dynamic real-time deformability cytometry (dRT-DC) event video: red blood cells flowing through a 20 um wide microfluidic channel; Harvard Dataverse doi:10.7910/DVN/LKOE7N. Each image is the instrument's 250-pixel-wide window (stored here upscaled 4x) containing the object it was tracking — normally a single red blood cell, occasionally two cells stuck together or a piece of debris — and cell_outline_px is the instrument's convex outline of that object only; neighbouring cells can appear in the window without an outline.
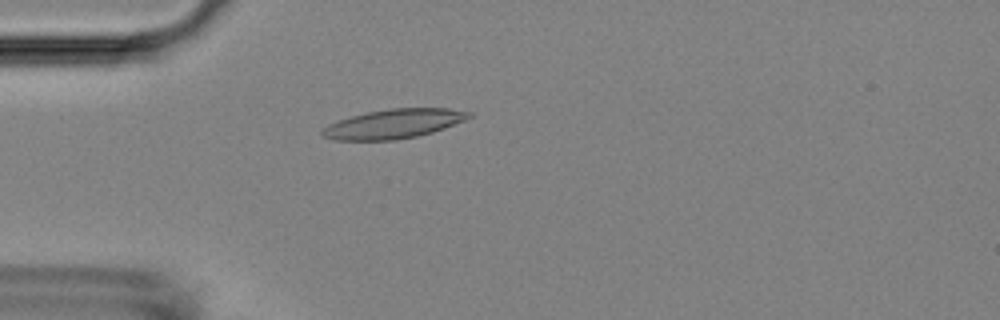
{"species": "Egyptian fruit bat (a non-hibernating species)", "species_latin": "Rousettus aegyptiacus", "temperature_condition": "room temperature", "stored_images_in_passage": 54, "camera_frame_rate_fps": 3000, "um_per_image_px": 0.085, "animal": {"sex": "female"}, "frame": {"image": 1, "passage_image": 15, "time_ms": 4.667, "image_size_px": [1000, 320], "cell_outline_px": [[472, 116], [464, 120], [444, 128], [432, 132], [416, 136], [396, 140], [332, 140], [320, 136], [320, 132], [328, 124], [352, 116], [368, 112], [388, 108], [448, 108], [472, 112]], "centroid_in_image_um": [33.44, 10.53], "position_along_channel_um": 51.6, "area_um2": 24.97}}
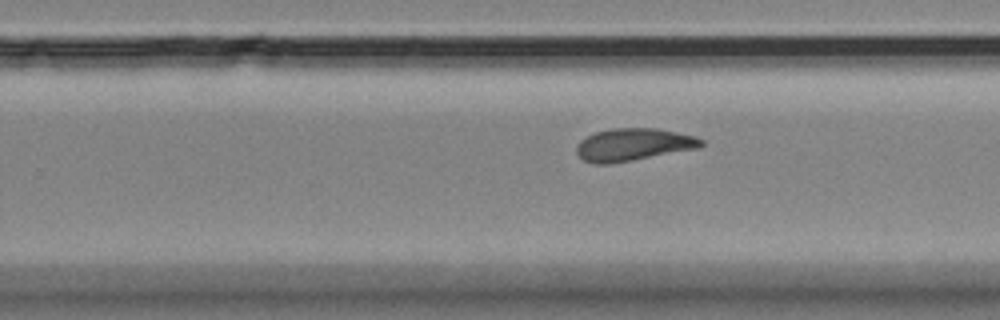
{"frame": {"image": 2, "passage_image": 34, "time_ms": 11.0, "image_size_px": [1000, 320], "cell_outline_px": [[704, 144], [696, 148], [612, 164], [592, 164], [584, 160], [576, 152], [576, 144], [580, 140], [596, 132], [612, 128], [656, 128], [696, 136], [704, 140]], "centroid_in_image_um": [53.8, 12.29], "position_along_channel_um": 276.0, "area_um2": 23.52}}
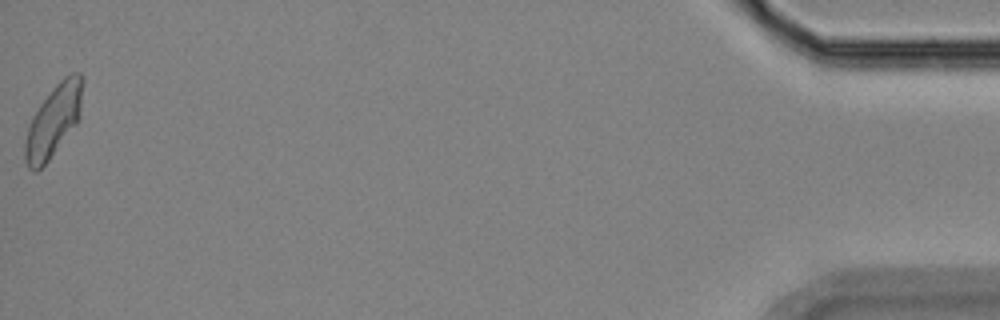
{"frame": {"image": 3, "passage_image": 54, "time_ms": 17.667, "image_size_px": [1000, 320], "cell_outline_px": [[84, 80], [80, 120], [48, 160], [36, 172], [32, 172], [28, 168], [24, 160], [24, 144], [28, 128], [32, 116], [40, 104], [56, 84], [64, 76], [72, 72], [80, 72], [84, 76]], "centroid_in_image_um": [4.57, 10.24], "position_along_channel_um": 430.6, "area_um2": 24.39}, "authors_computed_cell_mechanics": {"area_um2": 23.6691, "velocity_mm_per_s": 3.6925, "shape_relaxation_time_tau1_ms": 4.4042, "shape_relaxation_time_tau2_ms": 3.5641, "deformation_change_tau1": 0.1695, "deformation_change_tau2": 0.1193}}